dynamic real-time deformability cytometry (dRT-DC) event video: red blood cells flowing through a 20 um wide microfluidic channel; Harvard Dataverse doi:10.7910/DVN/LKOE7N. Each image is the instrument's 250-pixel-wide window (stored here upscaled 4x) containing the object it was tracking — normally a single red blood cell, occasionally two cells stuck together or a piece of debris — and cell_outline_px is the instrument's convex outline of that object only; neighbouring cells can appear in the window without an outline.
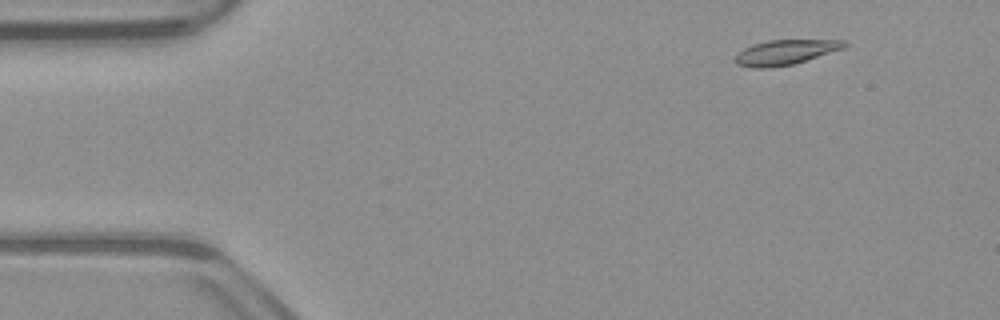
{"species": "common noctule bat (a hibernating species)", "species_latin": "Nyctalus noctula", "temperature_condition": "warm", "stored_images_in_passage": 52, "camera_frame_rate_fps": 3000, "um_per_image_px": 0.085, "animal": {"sex": "male", "body_mass_g": 23.1, "forearm_length_mm": 52.7}, "frame": {"image": 1, "passage_image": 5, "time_ms": 1.333, "image_size_px": [1000, 320], "cell_outline_px": [[848, 44], [844, 48], [792, 64], [772, 68], [756, 68], [736, 64], [732, 60], [744, 48], [752, 44], [768, 40], [844, 40]], "centroid_in_image_um": [66.72, 4.44], "position_along_channel_um": 18.3, "area_um2": 15.72}}
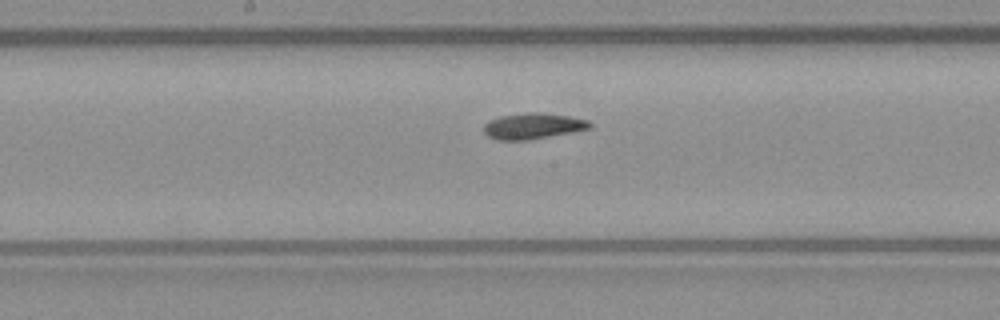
{"frame": {"image": 2, "passage_image": 26, "time_ms": 8.333, "image_size_px": [1000, 320], "cell_outline_px": [[592, 128], [572, 132], [528, 140], [496, 140], [488, 136], [484, 132], [484, 124], [488, 120], [500, 116], [528, 112], [544, 112], [568, 116], [588, 120], [592, 124]], "centroid_in_image_um": [45.29, 10.71], "position_along_channel_um": 202.9, "area_um2": 16.13}}
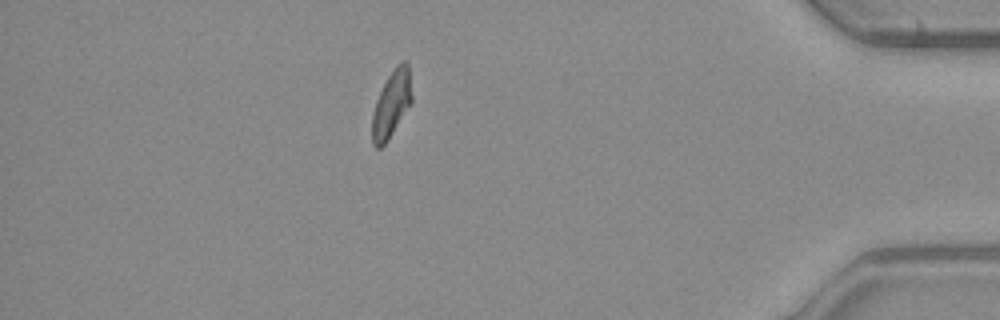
{"frame": {"image": 3, "passage_image": 45, "time_ms": 14.667, "image_size_px": [1000, 320], "cell_outline_px": [[412, 104], [388, 140], [380, 148], [376, 148], [372, 144], [372, 112], [376, 100], [388, 76], [396, 64], [400, 60], [404, 60], [408, 64], [412, 96]], "centroid_in_image_um": [33.28, 8.85], "position_along_channel_um": 401.9, "area_um2": 15.61}, "authors_computed_cell_mechanics": {"area_um2": 16.0106, "velocity_mm_per_s": 3.932, "shape_relaxation_time_tau1_ms": 7.8476, "shape_relaxation_time_tau2_ms": 8.8928, "deformation_change_tau1": 0.2398, "deformation_change_tau2": 0.1478}}